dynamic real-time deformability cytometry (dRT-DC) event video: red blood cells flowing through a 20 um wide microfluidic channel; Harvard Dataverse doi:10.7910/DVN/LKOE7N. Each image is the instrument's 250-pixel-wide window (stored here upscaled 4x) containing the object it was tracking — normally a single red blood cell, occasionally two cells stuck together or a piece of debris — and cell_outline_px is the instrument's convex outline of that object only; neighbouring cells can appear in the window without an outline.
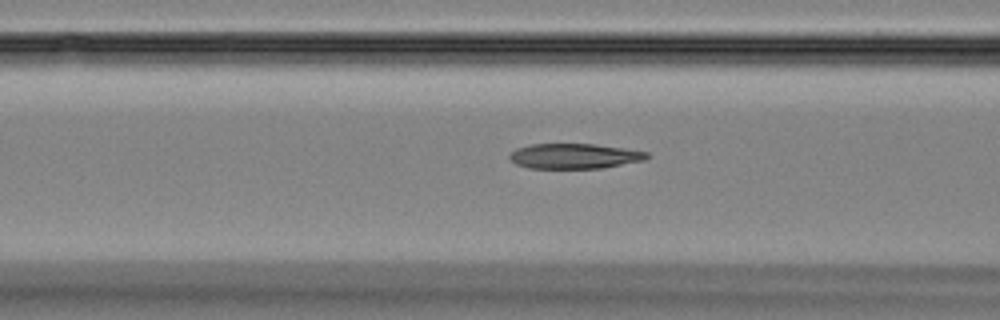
{"species": "Egyptian fruit bat (a non-hibernating species)", "species_latin": "Rousettus aegyptiacus", "temperature_condition": "room temperature", "stored_images_in_passage": 34, "camera_frame_rate_fps": 3000, "um_per_image_px": 0.085, "animal": {"sex": "female"}, "frame": {"image": 1, "passage_image": 12, "time_ms": 3.667, "image_size_px": [1000, 320], "cell_outline_px": [[648, 156], [644, 160], [600, 168], [528, 168], [516, 164], [508, 160], [508, 156], [516, 148], [532, 144], [596, 144], [624, 148], [648, 152]], "centroid_in_image_um": [48.77, 13.26], "position_along_channel_um": 117.8, "area_um2": 20.06}}
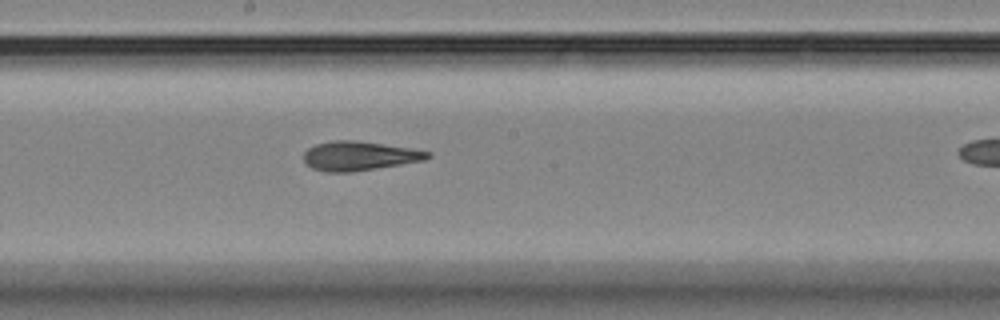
{"frame": {"image": 2, "passage_image": 20, "time_ms": 6.333, "image_size_px": [1000, 320], "cell_outline_px": [[432, 156], [424, 160], [352, 172], [324, 172], [312, 168], [304, 160], [304, 152], [308, 148], [316, 144], [332, 140], [356, 140], [412, 148], [432, 152]], "centroid_in_image_um": [30.54, 13.24], "position_along_channel_um": 217.7, "area_um2": 21.1}}
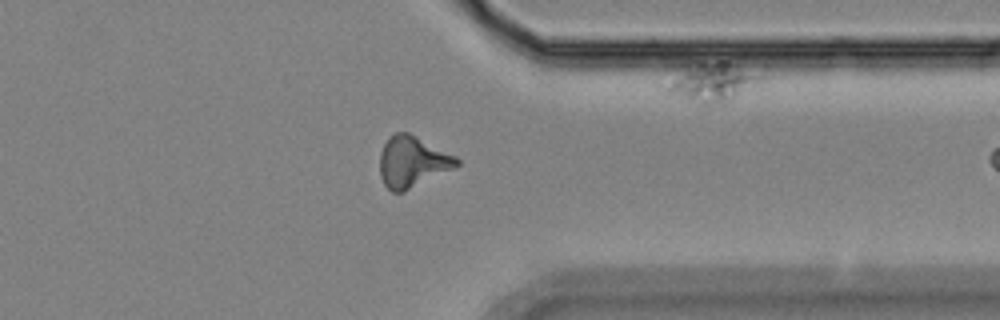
{"frame": {"image": 3, "passage_image": 33, "time_ms": 10.667, "image_size_px": [1000, 320], "cell_outline_px": [[460, 164], [404, 192], [392, 192], [384, 184], [380, 176], [380, 152], [388, 136], [396, 132], [408, 132], [456, 156], [460, 160]], "centroid_in_image_um": [35.02, 13.74], "position_along_channel_um": 376.4, "area_um2": 22.72}}